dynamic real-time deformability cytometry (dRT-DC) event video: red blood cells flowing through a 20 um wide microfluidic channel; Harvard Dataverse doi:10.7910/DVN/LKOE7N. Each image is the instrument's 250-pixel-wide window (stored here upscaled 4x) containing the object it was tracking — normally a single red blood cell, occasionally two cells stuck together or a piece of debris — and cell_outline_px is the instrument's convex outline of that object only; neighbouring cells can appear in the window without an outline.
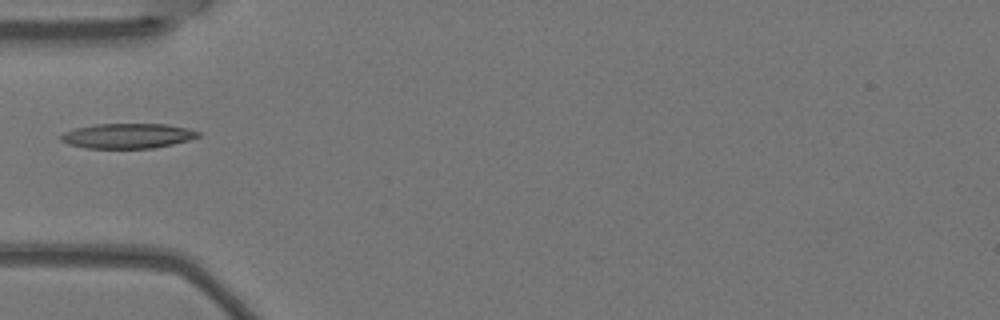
{"species": "Egyptian fruit bat (a non-hibernating species)", "species_latin": "Rousettus aegyptiacus", "temperature_condition": "warm", "stored_images_in_passage": 6, "camera_frame_rate_fps": 3000, "um_per_image_px": 0.085, "animal": {"sex": "female"}, "frame": {"image": 1, "passage_image": 5, "time_ms": 1.333, "image_size_px": [1000, 320], "cell_outline_px": [[200, 136], [188, 140], [172, 144], [152, 148], [88, 148], [68, 144], [60, 140], [60, 136], [64, 132], [76, 128], [96, 124], [164, 124], [188, 128], [200, 132]], "centroid_in_image_um": [10.84, 11.55], "position_along_channel_um": 74.2, "area_um2": 19.83}}
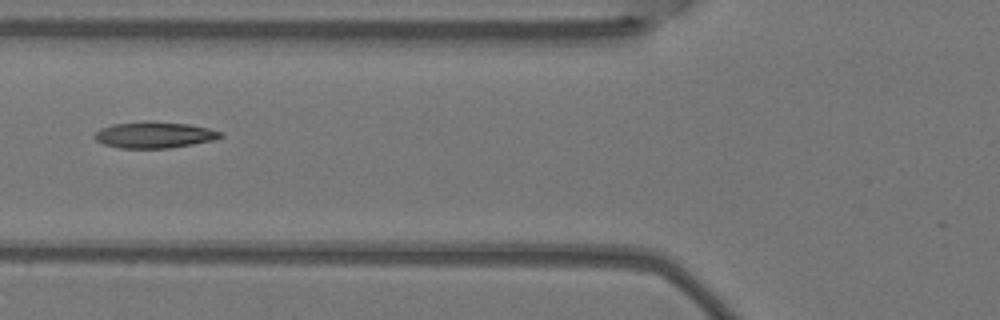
{"frame": {"image": 2, "passage_image": 6, "time_ms": 1.667, "image_size_px": [1000, 320], "cell_outline_px": [[224, 136], [216, 140], [168, 148], [120, 148], [104, 144], [96, 140], [92, 136], [100, 128], [112, 124], [144, 120], [148, 120], [188, 124], [208, 128], [220, 132]], "centroid_in_image_um": [13.09, 11.45], "position_along_channel_um": 112.7, "area_um2": 19.48}}